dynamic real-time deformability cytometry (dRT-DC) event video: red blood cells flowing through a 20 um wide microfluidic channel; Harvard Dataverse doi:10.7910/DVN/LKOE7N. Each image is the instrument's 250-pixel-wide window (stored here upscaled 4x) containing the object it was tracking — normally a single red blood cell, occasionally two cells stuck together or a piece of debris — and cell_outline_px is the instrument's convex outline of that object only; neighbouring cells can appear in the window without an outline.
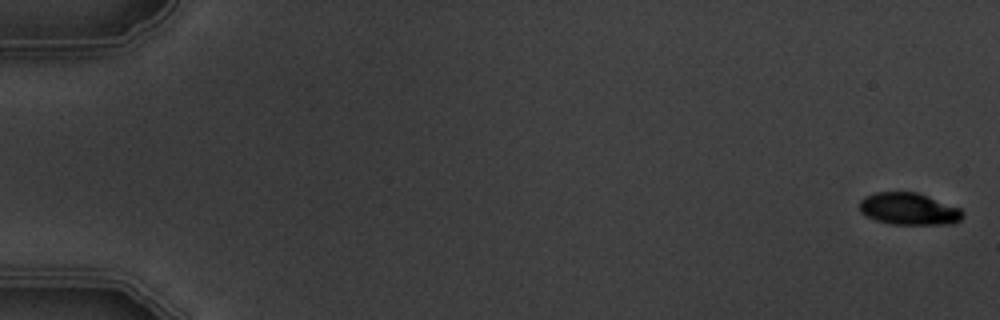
{"species": "common noctule bat (a hibernating species)", "species_latin": "Nyctalus noctula", "temperature_condition": "warm", "stored_images_in_passage": 5, "camera_frame_rate_fps": 3000, "um_per_image_px": 0.085, "animal": {"sex": "male", "body_mass_g": 19.5, "forearm_length_mm": 54.6}, "frame": {"image": 1, "passage_image": 1, "time_ms": 0.0, "image_size_px": [1000, 320], "cell_outline_px": [[964, 216], [956, 224], [892, 224], [876, 220], [860, 212], [860, 200], [864, 196], [876, 192], [916, 192], [960, 208], [964, 212]], "centroid_in_image_um": [77.27, 17.76], "position_along_channel_um": 7.7, "area_um2": 19.25}}
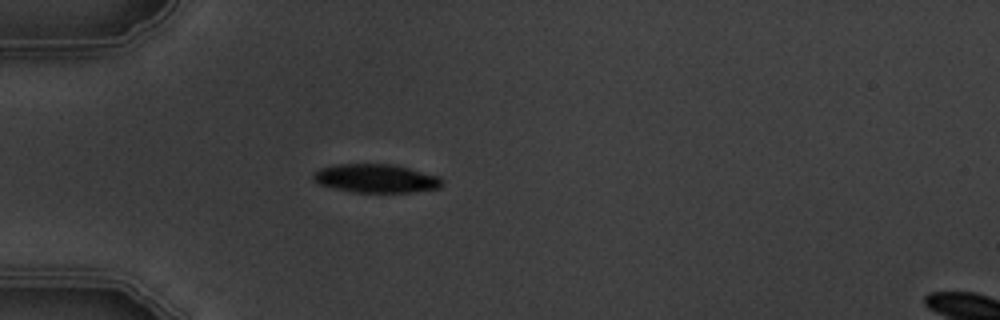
{"frame": {"image": 2, "passage_image": 5, "time_ms": 5.333, "image_size_px": [1000, 320], "cell_outline_px": [[444, 180], [440, 188], [416, 192], [352, 192], [332, 188], [320, 184], [312, 180], [312, 172], [320, 168], [336, 164], [392, 164], [440, 176]], "centroid_in_image_um": [31.95, 15.17], "position_along_channel_um": 53.1, "area_um2": 21.68}}